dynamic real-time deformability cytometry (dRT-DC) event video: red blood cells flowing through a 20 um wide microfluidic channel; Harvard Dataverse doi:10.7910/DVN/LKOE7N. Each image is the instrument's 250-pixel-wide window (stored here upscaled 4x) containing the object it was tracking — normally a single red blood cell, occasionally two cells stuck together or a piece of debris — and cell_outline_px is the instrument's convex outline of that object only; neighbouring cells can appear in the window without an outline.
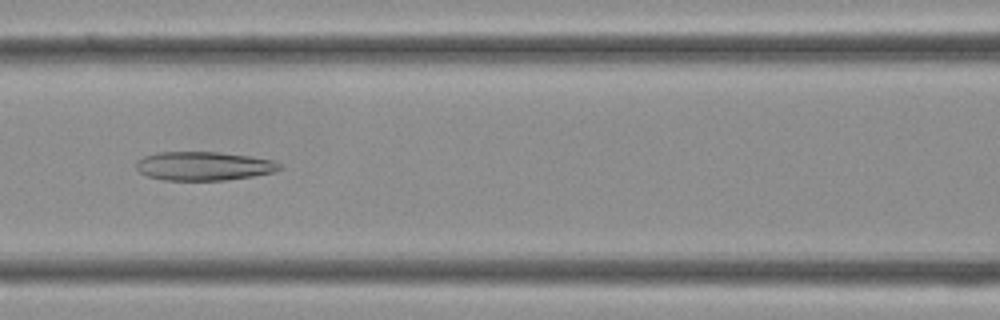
{"species": "Egyptian fruit bat (a non-hibernating species)", "species_latin": "Rousettus aegyptiacus", "temperature_condition": "cold", "stored_images_in_passage": 34, "camera_frame_rate_fps": 3000, "um_per_image_px": 0.085, "frame": {"image": 1, "passage_image": 14, "time_ms": 4.333, "image_size_px": [1000, 320], "cell_outline_px": [[280, 168], [272, 172], [252, 176], [224, 180], [164, 180], [148, 176], [140, 172], [136, 168], [136, 160], [144, 156], [156, 152], [216, 152], [248, 156], [272, 160], [280, 164]], "centroid_in_image_um": [17.25, 14.11], "position_along_channel_um": 149.3, "area_um2": 23.81}}
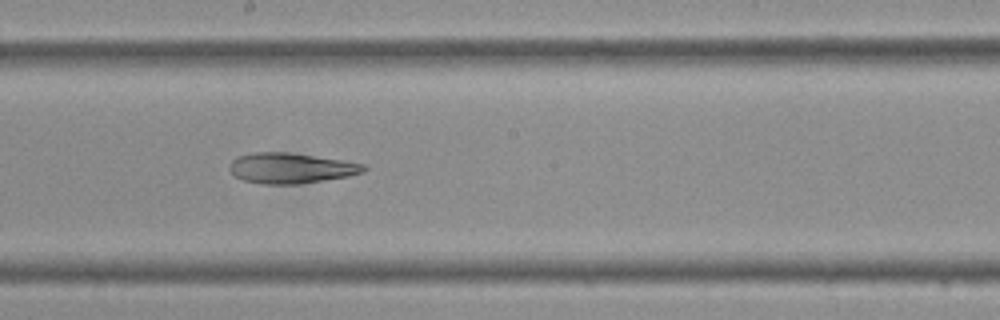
{"frame": {"image": 2, "passage_image": 18, "time_ms": 5.667, "image_size_px": [1000, 320], "cell_outline_px": [[368, 168], [364, 172], [348, 176], [324, 180], [296, 184], [264, 184], [244, 180], [236, 176], [228, 168], [232, 160], [240, 156], [252, 152], [288, 152], [344, 160], [368, 164]], "centroid_in_image_um": [24.78, 14.28], "position_along_channel_um": 223.4, "area_um2": 23.81}}
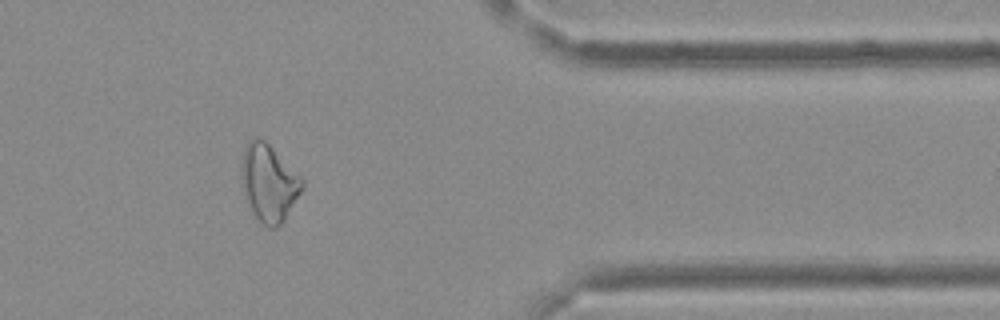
{"frame": {"image": 3, "passage_image": 28, "time_ms": 9.0, "image_size_px": [1000, 320], "cell_outline_px": [[304, 184], [300, 192], [284, 220], [276, 228], [268, 228], [252, 212], [244, 196], [240, 176], [244, 148], [248, 140], [256, 136], [264, 140], [304, 180]], "centroid_in_image_um": [22.81, 15.54], "position_along_channel_um": 388.6, "area_um2": 26.93}}